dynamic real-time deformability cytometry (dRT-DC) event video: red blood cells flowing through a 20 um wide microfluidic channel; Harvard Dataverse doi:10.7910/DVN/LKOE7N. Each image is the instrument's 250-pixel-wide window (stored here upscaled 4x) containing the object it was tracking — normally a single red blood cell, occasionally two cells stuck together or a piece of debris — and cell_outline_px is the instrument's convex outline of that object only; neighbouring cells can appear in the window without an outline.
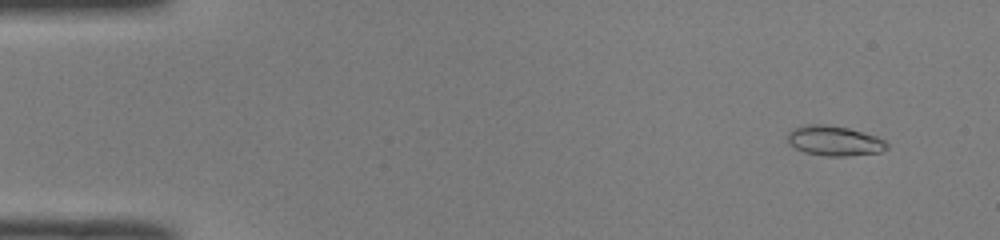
{"species": "common noctule bat (a hibernating species)", "species_latin": "Nyctalus noctula", "temperature_condition": "room temperature", "stored_images_in_passage": 51, "camera_frame_rate_fps": 3000, "um_per_image_px": 0.085, "animal": {"sex": "male", "body_mass_g": 19.0, "forearm_length_mm": 50.8}, "frame": {"image": 1, "passage_image": 4, "time_ms": 1.0, "image_size_px": [1000, 240], "cell_outline_px": [[888, 148], [880, 152], [848, 156], [828, 156], [804, 152], [788, 144], [788, 132], [796, 128], [808, 124], [824, 124], [848, 128], [876, 136], [884, 140], [888, 144]], "centroid_in_image_um": [70.93, 11.97], "position_along_channel_um": 14.1, "area_um2": 17.22}}
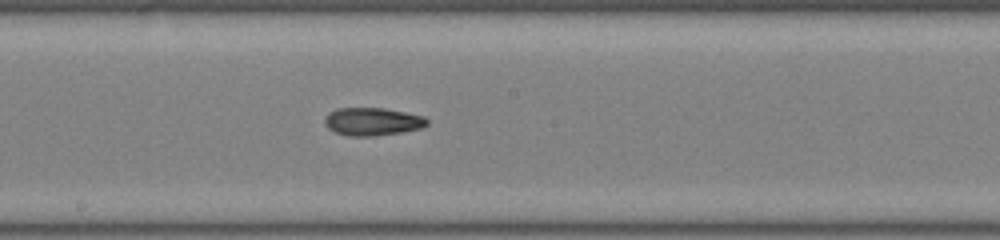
{"frame": {"image": 2, "passage_image": 28, "time_ms": 9.0, "image_size_px": [1000, 240], "cell_outline_px": [[428, 124], [420, 128], [400, 132], [372, 136], [348, 136], [336, 132], [328, 128], [324, 124], [324, 120], [328, 112], [336, 108], [384, 108], [424, 116], [428, 120]], "centroid_in_image_um": [31.62, 10.32], "position_along_channel_um": 216.6, "area_um2": 16.59}}
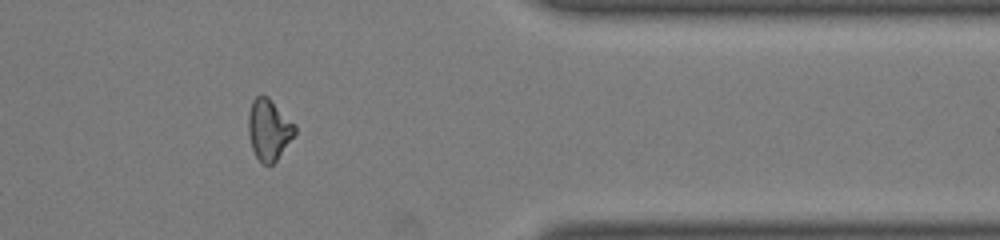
{"frame": {"image": 3, "passage_image": 42, "time_ms": 13.667, "image_size_px": [1000, 240], "cell_outline_px": [[296, 132], [276, 160], [272, 164], [264, 164], [256, 156], [252, 148], [248, 132], [248, 112], [252, 100], [256, 96], [268, 96], [296, 124]], "centroid_in_image_um": [22.85, 10.98], "position_along_channel_um": 388.6, "area_um2": 16.47}, "authors_computed_cell_mechanics": {"area_um2": 16.5308, "velocity_mm_per_s": 4.0331, "shape_relaxation_time_tau1_ms": null, "shape_relaxation_time_tau2_ms": 4.5064, "deformation_change_tau1": null, "deformation_change_tau2": 0.1211}}